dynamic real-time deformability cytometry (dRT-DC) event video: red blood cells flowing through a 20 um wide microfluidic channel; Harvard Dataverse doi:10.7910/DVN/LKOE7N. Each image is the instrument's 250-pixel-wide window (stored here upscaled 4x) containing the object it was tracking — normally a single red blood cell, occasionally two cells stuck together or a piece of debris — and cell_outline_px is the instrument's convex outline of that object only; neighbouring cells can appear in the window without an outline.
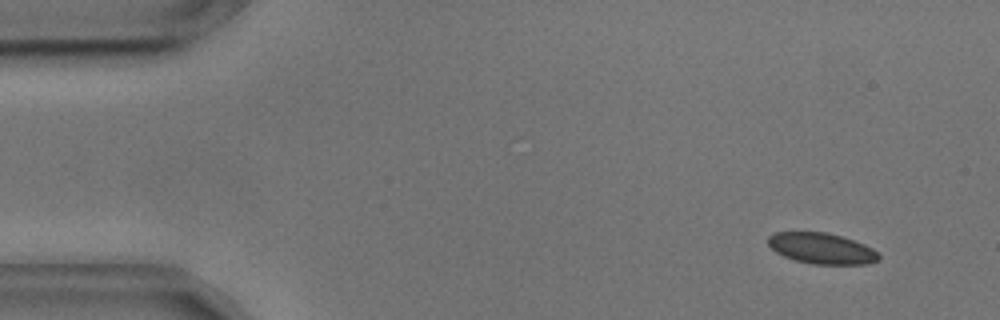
{"species": "common noctule bat (a hibernating species)", "species_latin": "Nyctalus noctula", "temperature_condition": "cold", "stored_images_in_passage": 54, "camera_frame_rate_fps": 3000, "um_per_image_px": 0.085, "animal": {"sex": "male", "body_mass_g": 17.9, "forearm_length_mm": 54.2}, "frame": {"image": 1, "passage_image": 3, "time_ms": 0.667, "image_size_px": [1000, 320], "cell_outline_px": [[880, 260], [868, 264], [812, 264], [796, 260], [784, 256], [776, 252], [768, 244], [768, 236], [772, 232], [824, 232], [840, 236], [864, 244], [872, 248], [880, 256]], "centroid_in_image_um": [69.83, 21.12], "position_along_channel_um": 15.2, "area_um2": 19.83}}
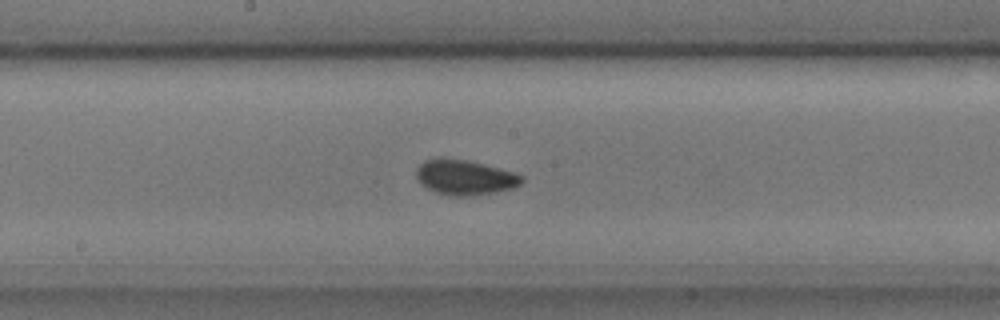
{"frame": {"image": 2, "passage_image": 27, "time_ms": 8.667, "image_size_px": [1000, 320], "cell_outline_px": [[524, 180], [520, 184], [512, 188], [496, 192], [468, 196], [448, 196], [436, 192], [420, 184], [416, 180], [416, 168], [424, 160], [440, 156], [468, 160], [484, 164], [512, 172], [524, 176]], "centroid_in_image_um": [39.46, 15.06], "position_along_channel_um": 208.7, "area_um2": 21.85}}
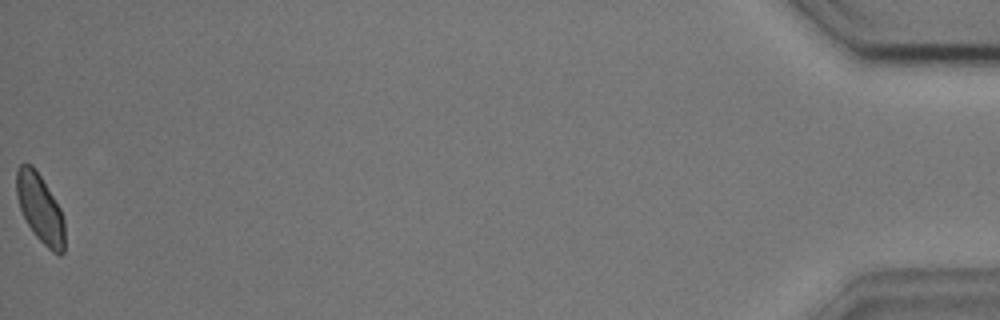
{"frame": {"image": 3, "passage_image": 54, "time_ms": 17.667, "image_size_px": [1000, 320], "cell_outline_px": [[64, 252], [60, 256], [52, 252], [36, 236], [28, 224], [20, 208], [16, 196], [16, 168], [20, 164], [32, 164], [36, 168], [60, 208], [64, 220]], "centroid_in_image_um": [3.4, 17.7], "position_along_channel_um": 431.8, "area_um2": 19.25}, "authors_computed_cell_mechanics": {"area_um2": 20.1144, "velocity_mm_per_s": 3.5998, "shape_relaxation_time_tau1_ms": 3.6132, "shape_relaxation_time_tau2_ms": 1.318, "deformation_change_tau1": 0.0557, "deformation_change_tau2": 0.0441}}